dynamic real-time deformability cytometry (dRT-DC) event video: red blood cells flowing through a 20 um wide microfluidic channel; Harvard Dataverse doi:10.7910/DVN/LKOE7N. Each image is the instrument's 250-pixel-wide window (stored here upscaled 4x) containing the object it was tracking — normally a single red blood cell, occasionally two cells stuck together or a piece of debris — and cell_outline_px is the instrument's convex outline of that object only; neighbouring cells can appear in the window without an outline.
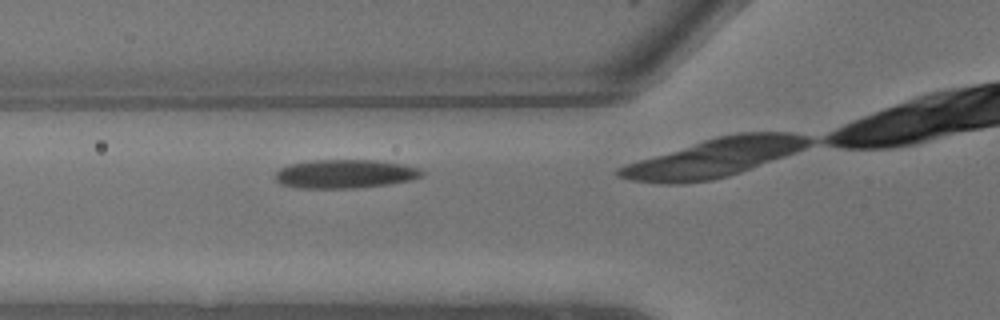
{"species": "common noctule bat (a hibernating species)", "species_latin": "Nyctalus noctula", "temperature_condition": "warm", "stored_images_in_passage": 3, "camera_frame_rate_fps": 3000, "um_per_image_px": 0.085, "animal": {"sex": "male", "body_mass_g": 13.3}, "frame": {"image": 1, "passage_image": 2, "time_ms": 0.333, "image_size_px": [1000, 320], "cell_outline_px": [[424, 176], [412, 180], [388, 184], [356, 188], [296, 188], [280, 184], [272, 176], [280, 168], [288, 164], [312, 160], [376, 160], [404, 164], [420, 168], [424, 172]], "centroid_in_image_um": [29.32, 14.78], "position_along_channel_um": 96.5, "area_um2": 24.91}}